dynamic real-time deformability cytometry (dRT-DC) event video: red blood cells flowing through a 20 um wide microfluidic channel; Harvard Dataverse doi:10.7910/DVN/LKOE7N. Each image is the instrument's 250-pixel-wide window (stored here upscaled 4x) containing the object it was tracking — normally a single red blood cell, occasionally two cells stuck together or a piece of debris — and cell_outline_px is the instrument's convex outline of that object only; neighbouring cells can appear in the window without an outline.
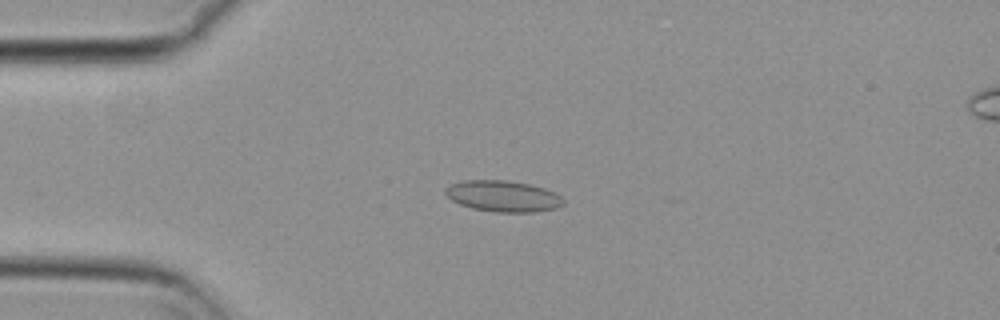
{"species": "common noctule bat (a hibernating species)", "species_latin": "Nyctalus noctula", "temperature_condition": "cold", "stored_images_in_passage": 37, "camera_frame_rate_fps": 3000, "um_per_image_px": 0.085, "animal": {"sex": "female", "body_mass_g": 29.2, "forearm_length_mm": 56.3}, "frame": {"image": 1, "passage_image": 13, "time_ms": 4.0, "image_size_px": [1000, 320], "cell_outline_px": [[564, 204], [556, 208], [536, 212], [496, 212], [472, 208], [460, 204], [452, 200], [444, 192], [444, 188], [452, 184], [464, 180], [508, 180], [528, 184], [544, 188], [560, 196], [564, 200]], "centroid_in_image_um": [42.75, 16.67], "position_along_channel_um": 42.2, "area_um2": 21.33}}
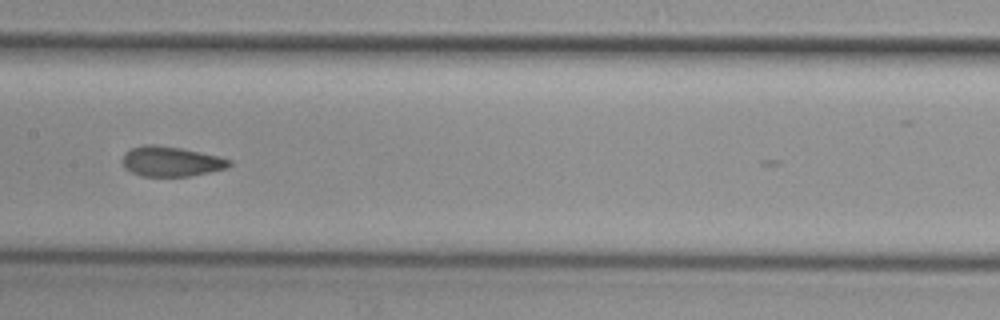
{"frame": {"image": 2, "passage_image": 27, "time_ms": 8.667, "image_size_px": [1000, 320], "cell_outline_px": [[232, 164], [228, 168], [188, 176], [140, 176], [124, 168], [124, 152], [128, 148], [144, 144], [156, 144], [180, 148], [200, 152], [232, 160]], "centroid_in_image_um": [14.51, 13.71], "position_along_channel_um": 192.9, "area_um2": 18.67}}
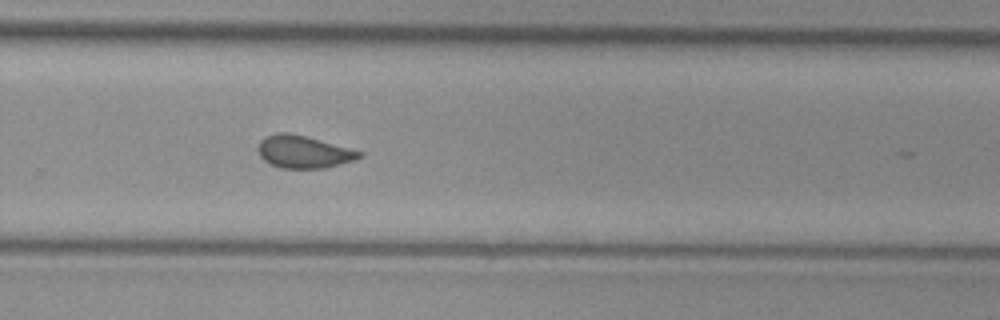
{"frame": {"image": 3, "passage_image": 36, "time_ms": 11.667, "image_size_px": [1000, 320], "cell_outline_px": [[364, 156], [356, 160], [324, 168], [280, 168], [268, 164], [260, 156], [260, 140], [264, 136], [276, 132], [288, 132], [304, 136], [364, 152]], "centroid_in_image_um": [25.81, 12.91], "position_along_channel_um": 304.0, "area_um2": 19.13}}